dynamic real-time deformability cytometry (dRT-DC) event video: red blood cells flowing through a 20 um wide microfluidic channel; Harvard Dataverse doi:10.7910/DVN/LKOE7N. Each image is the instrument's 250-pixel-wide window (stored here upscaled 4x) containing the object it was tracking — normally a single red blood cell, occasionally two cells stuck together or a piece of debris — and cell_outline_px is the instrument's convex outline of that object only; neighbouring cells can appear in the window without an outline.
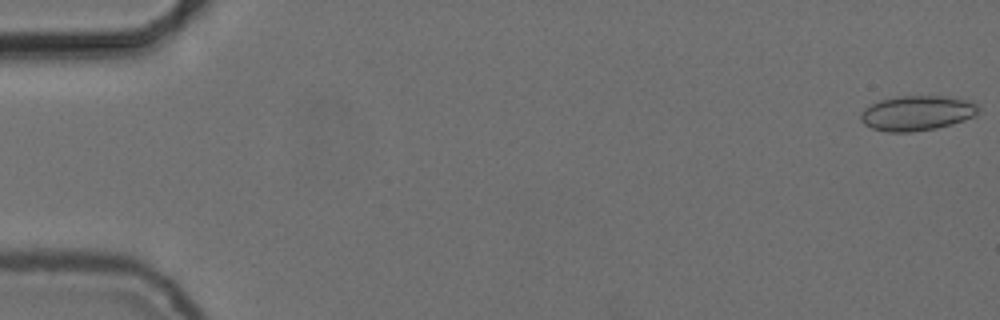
{"species": "common noctule bat (a hibernating species)", "species_latin": "Nyctalus noctula", "temperature_condition": "cold", "stored_images_in_passage": 55, "camera_frame_rate_fps": 3000, "um_per_image_px": 0.085, "animal": {"sex": "female", "body_mass_g": 24.6, "forearm_length_mm": 56.2}, "frame": {"image": 1, "passage_image": 1, "time_ms": 0.0, "image_size_px": [1000, 320], "cell_outline_px": [[980, 108], [976, 116], [952, 124], [936, 128], [912, 132], [888, 132], [872, 128], [864, 124], [860, 120], [860, 112], [864, 108], [880, 100], [900, 96], [952, 96], [972, 100]], "centroid_in_image_um": [77.98, 9.6], "position_along_channel_um": 7.0, "area_um2": 24.28}}
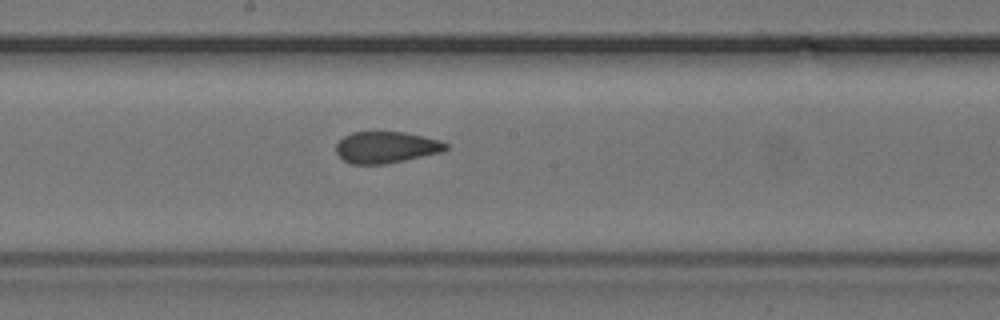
{"frame": {"image": 2, "passage_image": 30, "time_ms": 9.667, "image_size_px": [1000, 320], "cell_outline_px": [[448, 148], [440, 152], [404, 160], [384, 164], [352, 164], [344, 160], [336, 152], [336, 144], [344, 136], [352, 132], [404, 132], [440, 140], [448, 144]], "centroid_in_image_um": [32.8, 12.51], "position_along_channel_um": 215.4, "area_um2": 19.94}}
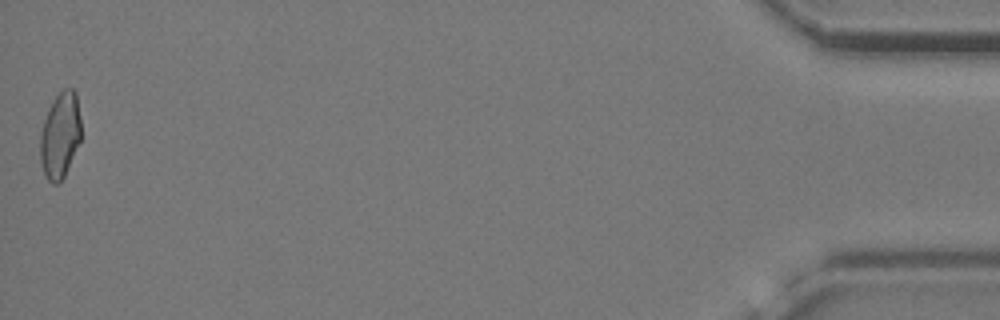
{"frame": {"image": 3, "passage_image": 55, "time_ms": 18.0, "image_size_px": [1000, 320], "cell_outline_px": [[80, 140], [64, 176], [56, 184], [52, 184], [48, 180], [44, 172], [40, 160], [40, 132], [48, 108], [52, 100], [64, 88], [72, 88], [76, 92], [80, 116]], "centroid_in_image_um": [5.1, 11.47], "position_along_channel_um": 430.1, "area_um2": 20.35}, "authors_computed_cell_mechanics": {"area_um2": 20.9236, "velocity_mm_per_s": 3.7385, "shape_relaxation_time_tau1_ms": null, "shape_relaxation_time_tau2_ms": 1.4518, "deformation_change_tau1": null, "deformation_change_tau2": 0.0702}}